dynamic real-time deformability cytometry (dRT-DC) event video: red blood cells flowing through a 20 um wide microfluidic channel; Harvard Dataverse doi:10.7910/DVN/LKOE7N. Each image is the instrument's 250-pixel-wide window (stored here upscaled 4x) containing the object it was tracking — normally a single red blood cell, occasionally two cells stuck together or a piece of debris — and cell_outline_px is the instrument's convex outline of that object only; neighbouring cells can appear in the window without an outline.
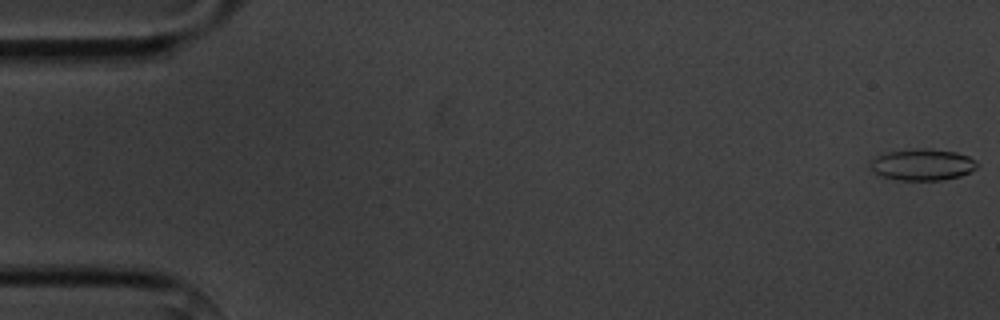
{"species": "common noctule bat (a hibernating species)", "species_latin": "Nyctalus noctula", "temperature_condition": "cold", "stored_images_in_passage": 5, "camera_frame_rate_fps": 3000, "um_per_image_px": 0.085, "animal": {"sex": "male", "body_mass_g": 20.1, "forearm_length_mm": 53.5}, "frame": {"image": 1, "passage_image": 1, "time_ms": 0.0, "image_size_px": [1000, 320], "cell_outline_px": [[980, 164], [972, 172], [960, 176], [940, 180], [900, 180], [880, 176], [872, 168], [868, 160], [876, 156], [888, 152], [916, 148], [956, 152], [968, 156], [976, 160]], "centroid_in_image_um": [78.43, 14.0], "position_along_channel_um": 6.6, "area_um2": 19.59}}